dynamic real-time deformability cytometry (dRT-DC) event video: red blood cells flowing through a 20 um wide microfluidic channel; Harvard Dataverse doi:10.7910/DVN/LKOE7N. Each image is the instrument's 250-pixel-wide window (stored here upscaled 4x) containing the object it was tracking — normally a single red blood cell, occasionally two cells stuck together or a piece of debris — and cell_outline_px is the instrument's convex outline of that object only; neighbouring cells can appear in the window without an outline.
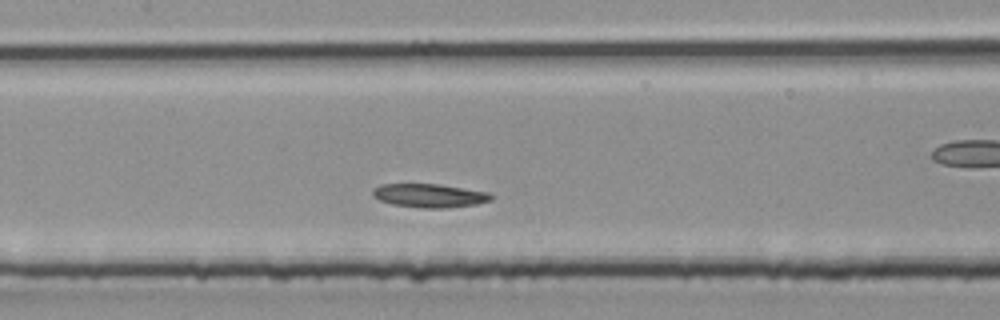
{"species": "common noctule bat (a hibernating species)", "species_latin": "Nyctalus noctula", "temperature_condition": "room temperature", "stored_images_in_passage": 28, "camera_frame_rate_fps": 3000, "um_per_image_px": 0.085, "animal": {"sex": "male", "body_mass_g": 20.4}, "frame": {"image": 1, "passage_image": 13, "time_ms": 4.0, "image_size_px": [1000, 320], "cell_outline_px": [[496, 196], [492, 200], [476, 204], [448, 208], [424, 208], [392, 204], [380, 200], [372, 196], [372, 188], [380, 184], [436, 184], [488, 192]], "centroid_in_image_um": [36.5, 16.62], "position_along_channel_um": 170.9, "area_um2": 16.36}}